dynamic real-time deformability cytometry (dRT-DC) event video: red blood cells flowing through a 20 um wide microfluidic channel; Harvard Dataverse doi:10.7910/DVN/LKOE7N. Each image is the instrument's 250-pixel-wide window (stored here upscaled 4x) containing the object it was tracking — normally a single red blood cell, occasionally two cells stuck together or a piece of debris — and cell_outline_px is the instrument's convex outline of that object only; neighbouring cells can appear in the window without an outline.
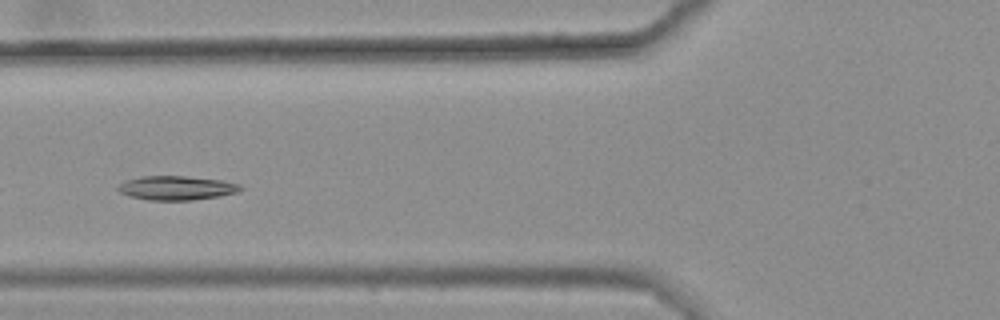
{"species": "common noctule bat (a hibernating species)", "species_latin": "Nyctalus noctula", "temperature_condition": "warm", "stored_images_in_passage": 8, "camera_frame_rate_fps": 3000, "um_per_image_px": 0.085, "animal": {"sex": "female", "body_mass_g": 25.1}, "frame": {"image": 1, "passage_image": 4, "time_ms": 1.0, "image_size_px": [1000, 320], "cell_outline_px": [[244, 188], [236, 192], [220, 196], [192, 200], [148, 200], [128, 196], [120, 192], [116, 188], [124, 180], [140, 176], [184, 176], [220, 180], [240, 184]], "centroid_in_image_um": [14.97, 15.97], "position_along_channel_um": 110.8, "area_um2": 17.22}}
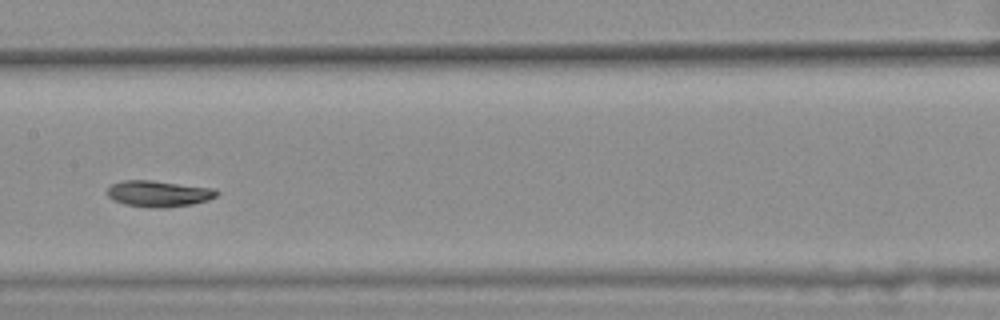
{"frame": {"image": 2, "passage_image": 6, "time_ms": 1.667, "image_size_px": [1000, 320], "cell_outline_px": [[220, 192], [216, 196], [208, 200], [192, 204], [164, 208], [156, 208], [124, 204], [112, 200], [108, 196], [108, 188], [112, 184], [124, 180], [152, 180], [212, 188]], "centroid_in_image_um": [13.48, 16.46], "position_along_channel_um": 193.9, "area_um2": 16.65}}
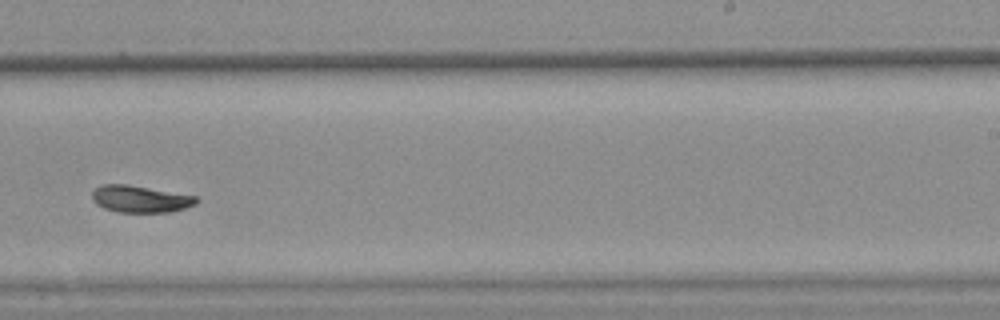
{"frame": {"image": 3, "passage_image": 8, "time_ms": 2.333, "image_size_px": [1000, 320], "cell_outline_px": [[196, 204], [184, 208], [168, 212], [120, 212], [104, 208], [96, 204], [92, 200], [92, 192], [96, 188], [104, 184], [124, 184], [196, 196]], "centroid_in_image_um": [11.88, 16.92], "position_along_channel_um": 277.1, "area_um2": 16.01}}